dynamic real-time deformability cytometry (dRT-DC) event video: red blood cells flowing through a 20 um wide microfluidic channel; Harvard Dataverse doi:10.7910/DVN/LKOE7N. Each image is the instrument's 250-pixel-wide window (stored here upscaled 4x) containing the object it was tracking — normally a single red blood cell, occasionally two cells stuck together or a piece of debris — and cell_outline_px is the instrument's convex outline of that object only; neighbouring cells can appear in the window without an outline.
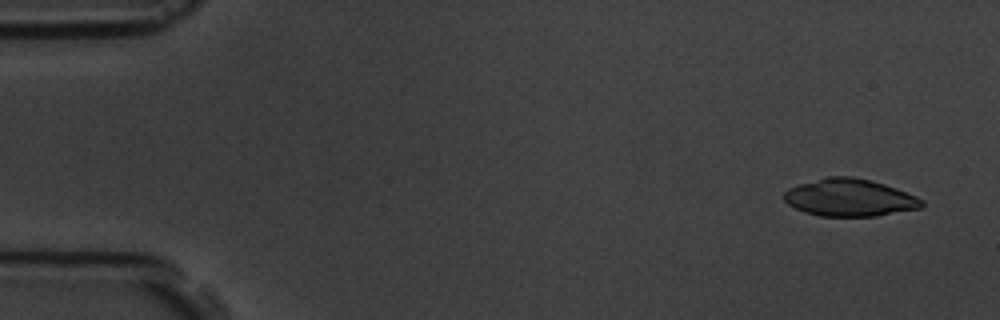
{"species": "common noctule bat (a hibernating species)", "species_latin": "Nyctalus noctula", "temperature_condition": "room temperature", "stored_images_in_passage": 9, "camera_frame_rate_fps": 3000, "um_per_image_px": 0.085, "animal": {"sex": "male", "body_mass_g": 19.5, "forearm_length_mm": 54.6}, "frame": {"image": 1, "passage_image": 1, "time_ms": 0.0, "image_size_px": [1000, 320], "cell_outline_px": [[924, 204], [920, 208], [876, 216], [820, 216], [804, 212], [788, 204], [784, 200], [784, 192], [788, 188], [800, 184], [828, 176], [852, 176], [872, 180], [896, 188], [916, 196], [924, 200]], "centroid_in_image_um": [72.22, 16.8], "position_along_channel_um": 12.8, "area_um2": 30.0}}